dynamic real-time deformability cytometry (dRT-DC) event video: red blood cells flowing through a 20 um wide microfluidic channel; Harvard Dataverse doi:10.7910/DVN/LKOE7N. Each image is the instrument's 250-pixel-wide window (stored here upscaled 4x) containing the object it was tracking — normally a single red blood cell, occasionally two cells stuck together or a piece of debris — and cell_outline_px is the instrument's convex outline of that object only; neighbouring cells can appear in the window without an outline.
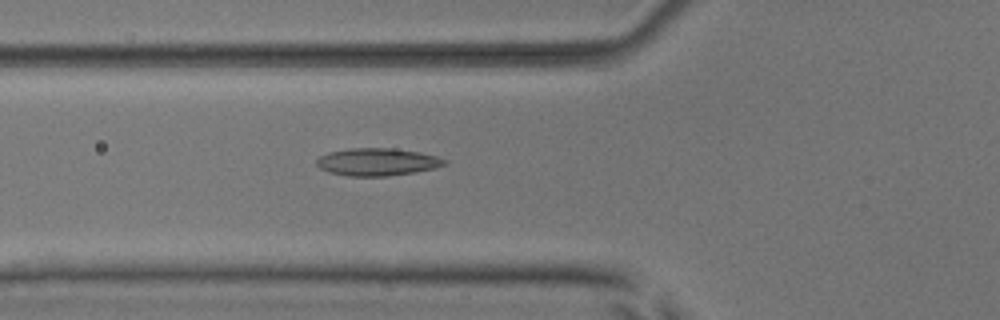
{"species": "common noctule bat (a hibernating species)", "species_latin": "Nyctalus noctula", "temperature_condition": "room temperature", "stored_images_in_passage": 53, "camera_frame_rate_fps": 3000, "um_per_image_px": 0.085, "animal": {"sex": "male", "body_mass_g": 17.9, "forearm_length_mm": 54.2}, "frame": {"image": 1, "passage_image": 20, "time_ms": 6.333, "image_size_px": [1000, 320], "cell_outline_px": [[448, 164], [416, 172], [388, 176], [348, 176], [328, 172], [320, 168], [316, 164], [316, 160], [320, 156], [328, 152], [352, 148], [392, 148], [420, 152], [436, 156], [448, 160]], "centroid_in_image_um": [32.07, 13.76], "position_along_channel_um": 93.7, "area_um2": 20.58}}
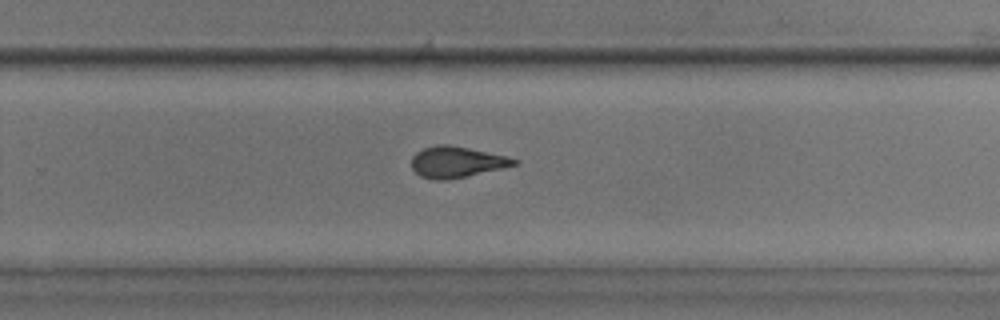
{"frame": {"image": 2, "passage_image": 35, "time_ms": 11.333, "image_size_px": [1000, 320], "cell_outline_px": [[520, 160], [516, 164], [504, 168], [448, 180], [432, 180], [420, 176], [412, 168], [412, 156], [416, 152], [424, 148], [436, 144], [448, 144], [468, 148], [504, 156]], "centroid_in_image_um": [38.78, 13.78], "position_along_channel_um": 291.0, "area_um2": 18.5}}
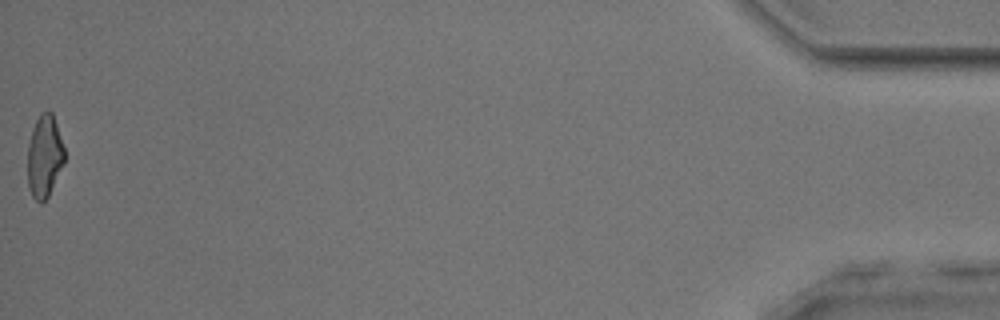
{"frame": {"image": 3, "passage_image": 53, "time_ms": 17.333, "image_size_px": [1000, 320], "cell_outline_px": [[64, 164], [48, 196], [40, 204], [32, 196], [28, 188], [28, 144], [32, 128], [40, 112], [48, 108], [52, 112], [64, 148]], "centroid_in_image_um": [3.77, 13.26], "position_along_channel_um": 431.4, "area_um2": 17.8}, "authors_computed_cell_mechanics": {"area_um2": 19.074, "velocity_mm_per_s": 3.9538, "shape_relaxation_time_tau1_ms": null, "shape_relaxation_time_tau2_ms": 1.5628, "deformation_change_tau1": null, "deformation_change_tau2": 0.0906}}